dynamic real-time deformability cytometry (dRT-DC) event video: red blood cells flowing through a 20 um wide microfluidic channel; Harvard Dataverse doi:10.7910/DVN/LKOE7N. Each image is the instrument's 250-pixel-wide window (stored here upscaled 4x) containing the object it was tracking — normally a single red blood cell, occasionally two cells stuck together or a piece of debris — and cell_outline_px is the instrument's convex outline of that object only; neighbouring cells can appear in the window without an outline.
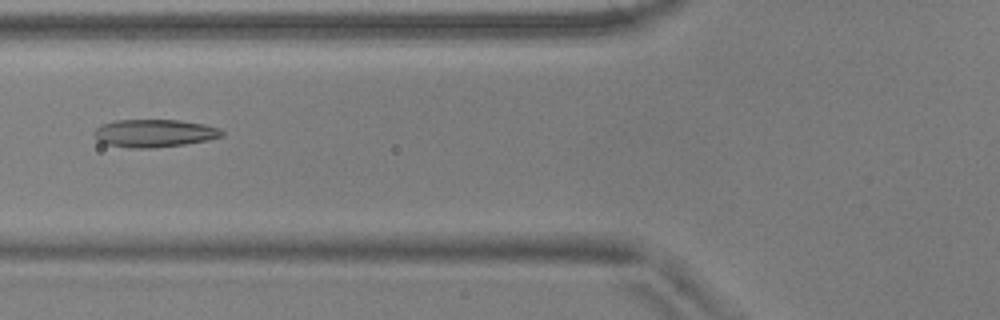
{"species": "common noctule bat (a hibernating species)", "species_latin": "Nyctalus noctula", "temperature_condition": "warm", "stored_images_in_passage": 42, "camera_frame_rate_fps": 3000, "um_per_image_px": 0.085, "animal": {"sex": "male", "body_mass_g": 17.9, "forearm_length_mm": 54.2}, "frame": {"image": 1, "passage_image": 9, "time_ms": 2.667, "image_size_px": [1000, 320], "cell_outline_px": [[224, 136], [208, 140], [184, 144], [152, 148], [132, 148], [104, 144], [92, 132], [100, 124], [116, 120], [180, 120], [204, 124], [220, 128], [224, 132]], "centroid_in_image_um": [13.13, 11.32], "position_along_channel_um": 112.7, "area_um2": 20.75}}
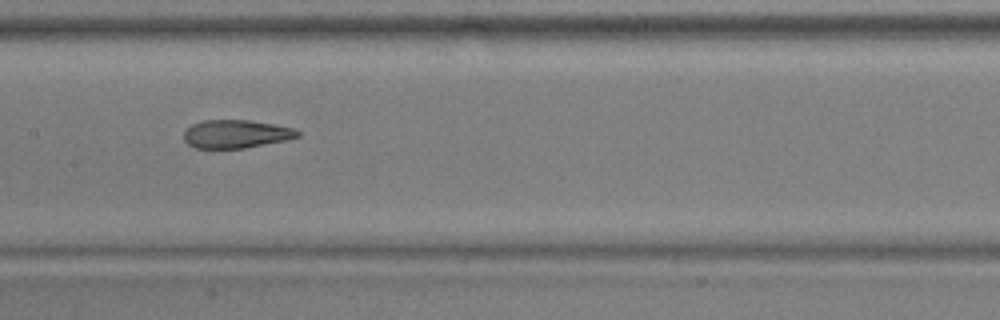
{"frame": {"image": 2, "passage_image": 15, "time_ms": 4.667, "image_size_px": [1000, 320], "cell_outline_px": [[300, 136], [288, 140], [244, 148], [196, 148], [188, 144], [184, 140], [184, 132], [192, 124], [204, 120], [248, 120], [272, 124], [292, 128], [300, 132]], "centroid_in_image_um": [20.06, 11.39], "position_along_channel_um": 187.3, "area_um2": 18.61}}
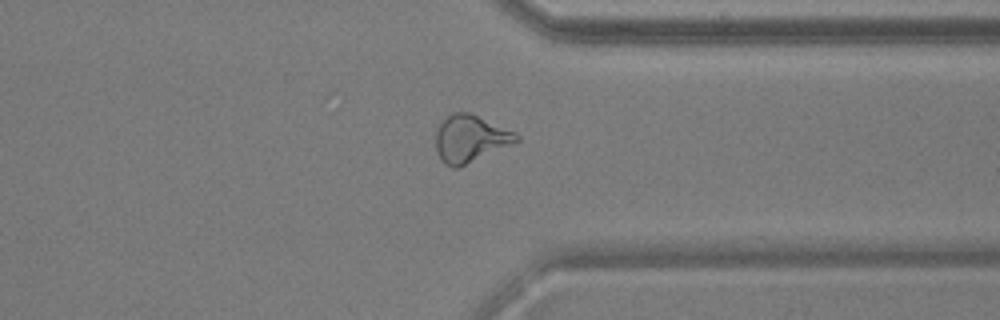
{"frame": {"image": 3, "passage_image": 30, "time_ms": 9.667, "image_size_px": [1000, 320], "cell_outline_px": [[520, 140], [512, 144], [456, 168], [452, 168], [440, 156], [436, 148], [436, 128], [452, 112], [472, 112], [520, 136]], "centroid_in_image_um": [39.96, 11.75], "position_along_channel_um": 371.4, "area_um2": 21.56}, "authors_computed_cell_mechanics": {"area_um2": 20.1144, "velocity_mm_per_s": 3.721, "shape_relaxation_time_tau1_ms": 10.9001, "shape_relaxation_time_tau2_ms": 1.64, "deformation_change_tau1": 0.2995, "deformation_change_tau2": 0.1069}}